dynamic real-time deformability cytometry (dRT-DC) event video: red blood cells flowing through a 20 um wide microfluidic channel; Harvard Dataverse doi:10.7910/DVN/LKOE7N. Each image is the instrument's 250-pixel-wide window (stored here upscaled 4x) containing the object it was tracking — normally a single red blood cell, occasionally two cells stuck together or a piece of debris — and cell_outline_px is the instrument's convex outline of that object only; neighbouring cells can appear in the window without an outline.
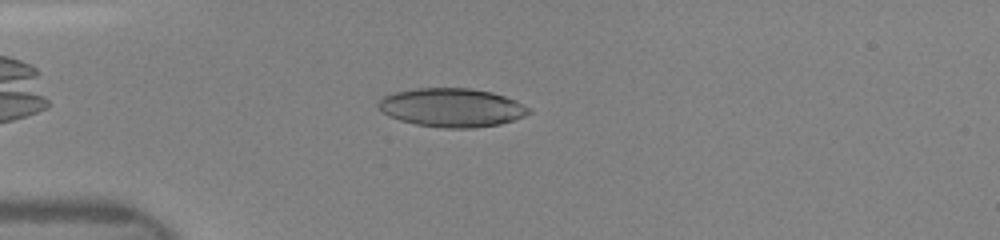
{"species": "human", "species_latin": "Homo sapiens", "temperature_condition": "room temperature", "stored_images_in_passage": 49, "camera_frame_rate_fps": 3000, "um_per_image_px": 0.085, "donor": {"sex": "female"}, "frame": {"image": 1, "passage_image": 4, "time_ms": 2.0, "image_size_px": [1000, 240], "cell_outline_px": [[532, 112], [524, 116], [500, 124], [472, 128], [444, 128], [416, 124], [400, 120], [388, 116], [376, 108], [376, 104], [384, 96], [396, 92], [416, 88], [472, 88], [492, 92], [516, 100], [532, 108]], "centroid_in_image_um": [38.41, 9.14], "position_along_channel_um": 46.6, "area_um2": 34.1}}
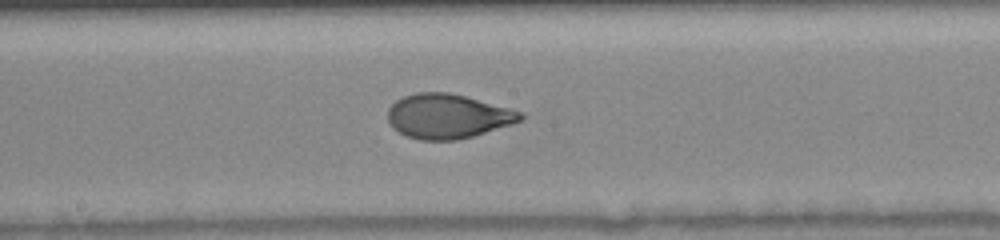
{"frame": {"image": 2, "passage_image": 23, "time_ms": 6.333, "image_size_px": [1000, 240], "cell_outline_px": [[524, 120], [512, 124], [472, 136], [456, 140], [420, 140], [408, 136], [392, 128], [388, 120], [388, 108], [396, 100], [404, 96], [416, 92], [448, 92], [512, 108], [524, 112]], "centroid_in_image_um": [38.08, 9.87], "position_along_channel_um": 210.1, "area_um2": 34.45}}
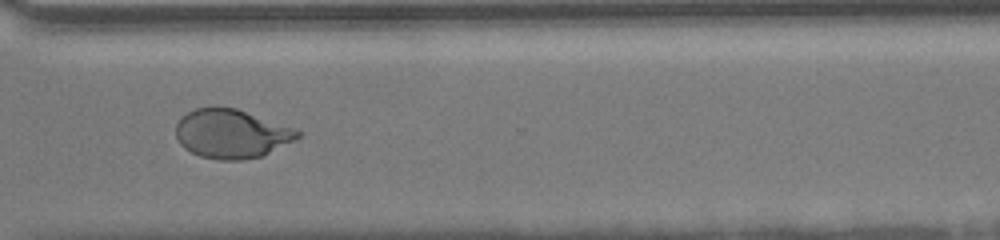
{"frame": {"image": 3, "passage_image": 38, "time_ms": 9.667, "image_size_px": [1000, 240], "cell_outline_px": [[304, 132], [296, 140], [260, 156], [240, 160], [220, 160], [200, 156], [184, 148], [180, 144], [176, 136], [176, 124], [180, 116], [196, 108], [236, 108]], "centroid_in_image_um": [19.66, 11.37], "position_along_channel_um": 350.9, "area_um2": 34.39}}